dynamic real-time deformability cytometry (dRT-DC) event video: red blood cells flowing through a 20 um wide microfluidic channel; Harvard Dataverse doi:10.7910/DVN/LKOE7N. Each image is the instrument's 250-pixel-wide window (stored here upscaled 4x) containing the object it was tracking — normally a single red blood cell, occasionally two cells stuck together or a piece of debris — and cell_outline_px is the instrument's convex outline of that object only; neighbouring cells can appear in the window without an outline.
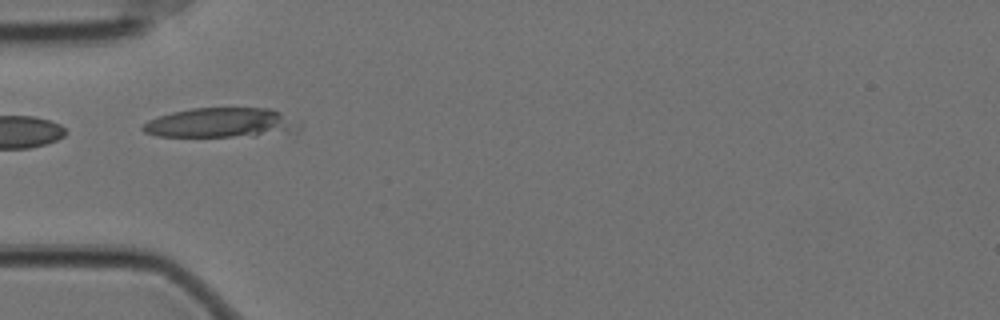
{"species": "Egyptian fruit bat (a non-hibernating species)", "species_latin": "Rousettus aegyptiacus", "temperature_condition": "cold", "stored_images_in_passage": 4, "camera_frame_rate_fps": 3000, "um_per_image_px": 0.085, "animal": {"sex": "female"}, "frame": {"image": 1, "passage_image": 1, "time_ms": 0.0, "image_size_px": [1000, 320], "cell_outline_px": [[300, 128], [296, 136], [156, 136], [144, 132], [140, 128], [148, 120], [172, 112], [192, 108], [268, 108], [280, 112], [300, 124]], "centroid_in_image_um": [18.92, 10.47], "position_along_channel_um": 66.1, "area_um2": 27.69}}